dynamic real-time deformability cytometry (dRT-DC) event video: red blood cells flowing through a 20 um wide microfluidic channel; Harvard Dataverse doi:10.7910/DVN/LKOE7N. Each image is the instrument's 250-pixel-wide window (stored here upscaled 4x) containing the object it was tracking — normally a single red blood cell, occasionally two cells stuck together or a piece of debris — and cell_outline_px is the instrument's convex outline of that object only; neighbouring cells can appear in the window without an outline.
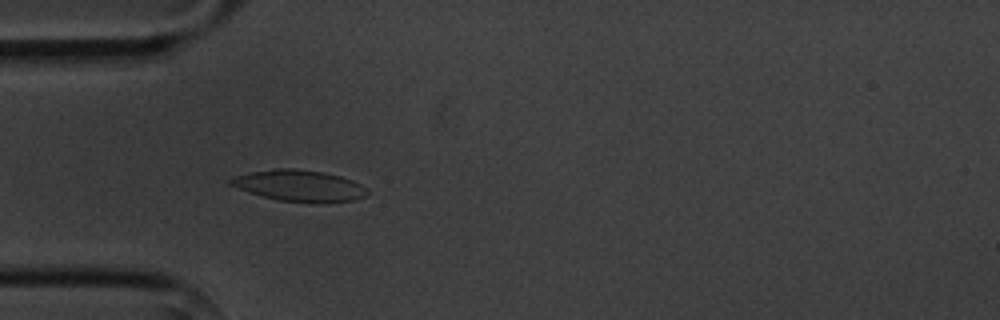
{"species": "common noctule bat (a hibernating species)", "species_latin": "Nyctalus noctula", "temperature_condition": "cold", "stored_images_in_passage": 6, "camera_frame_rate_fps": 3000, "um_per_image_px": 0.085, "animal": {"sex": "male", "body_mass_g": 20.1, "forearm_length_mm": 53.5}, "frame": {"image": 1, "passage_image": 5, "time_ms": 4.667, "image_size_px": [1000, 320], "cell_outline_px": [[368, 192], [364, 196], [352, 200], [276, 200], [248, 192], [228, 184], [228, 180], [236, 176], [252, 172], [276, 168], [292, 168], [324, 172], [340, 176], [352, 180], [360, 184]], "centroid_in_image_um": [25.36, 15.74], "position_along_channel_um": 59.6, "area_um2": 23.87}}
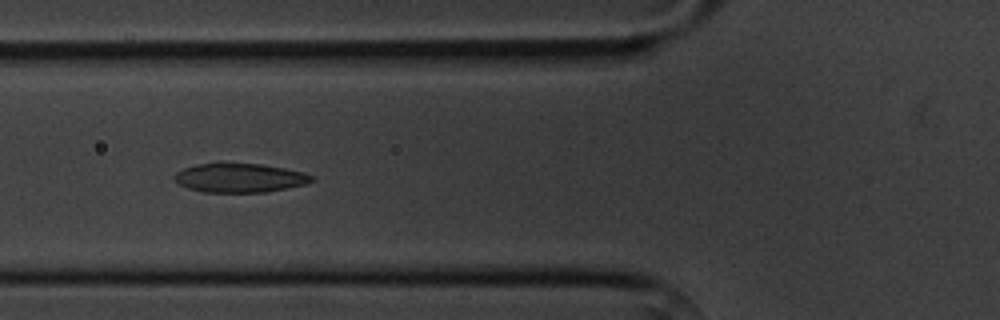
{"frame": {"image": 2, "passage_image": 6, "time_ms": 6.0, "image_size_px": [1000, 320], "cell_outline_px": [[316, 180], [308, 184], [264, 192], [204, 192], [188, 188], [172, 180], [172, 176], [176, 172], [184, 168], [196, 164], [260, 164], [284, 168], [304, 172], [312, 176]], "centroid_in_image_um": [20.38, 15.13], "position_along_channel_um": 105.4, "area_um2": 23.12}}